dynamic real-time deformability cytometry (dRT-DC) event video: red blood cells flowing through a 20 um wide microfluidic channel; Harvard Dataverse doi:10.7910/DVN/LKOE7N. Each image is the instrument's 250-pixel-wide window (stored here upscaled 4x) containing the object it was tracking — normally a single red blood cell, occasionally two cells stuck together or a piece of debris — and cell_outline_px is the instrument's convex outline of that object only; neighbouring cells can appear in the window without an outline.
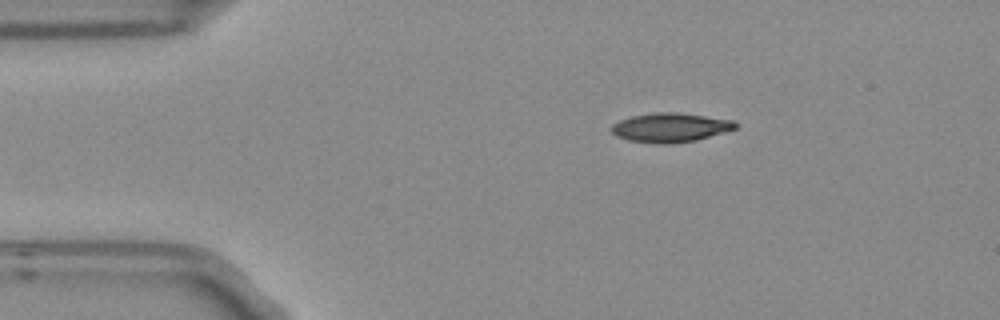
{"species": "Egyptian fruit bat (a non-hibernating species)", "species_latin": "Rousettus aegyptiacus", "temperature_condition": "room temperature", "stored_images_in_passage": 4, "camera_frame_rate_fps": 3000, "um_per_image_px": 0.085, "frame": {"image": 1, "passage_image": 1, "time_ms": 0.0, "image_size_px": [1000, 320], "cell_outline_px": [[736, 128], [724, 132], [696, 140], [668, 144], [656, 144], [628, 140], [616, 136], [612, 132], [612, 124], [620, 120], [632, 116], [656, 112], [676, 112], [732, 120], [736, 124]], "centroid_in_image_um": [56.94, 10.84], "position_along_channel_um": 28.1, "area_um2": 20.87}}
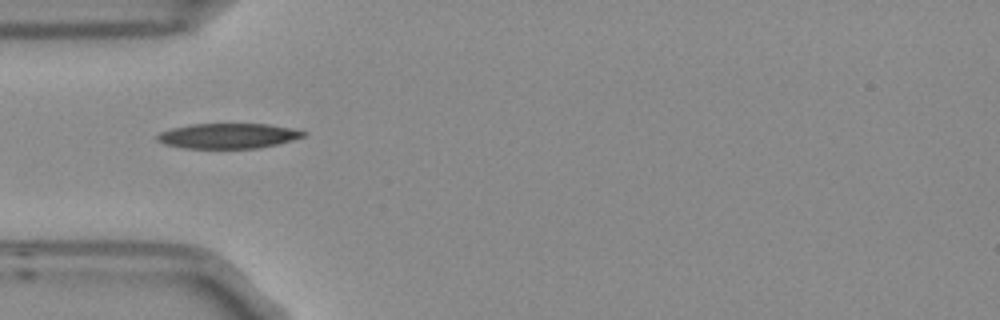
{"frame": {"image": 2, "passage_image": 3, "time_ms": 0.667, "image_size_px": [1000, 320], "cell_outline_px": [[308, 132], [304, 136], [276, 144], [256, 148], [184, 148], [164, 144], [156, 140], [156, 136], [160, 132], [172, 128], [192, 124], [268, 124]], "centroid_in_image_um": [19.33, 11.55], "position_along_channel_um": 65.7, "area_um2": 21.15}}
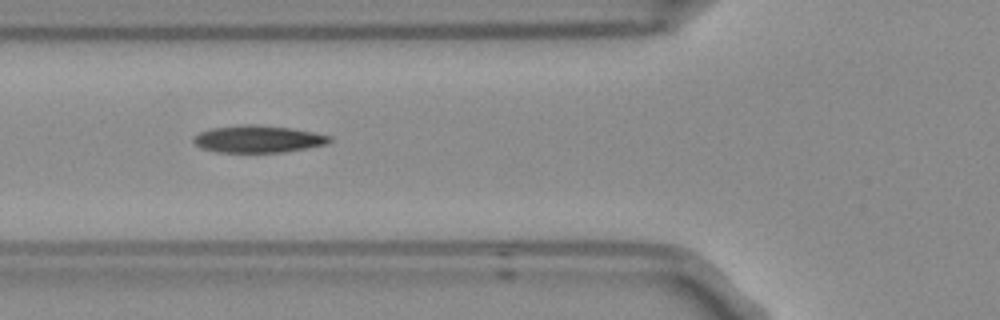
{"frame": {"image": 3, "passage_image": 4, "time_ms": 1.0, "image_size_px": [1000, 320], "cell_outline_px": [[332, 140], [328, 144], [308, 148], [284, 152], [216, 152], [200, 148], [192, 140], [192, 136], [208, 128], [240, 124], [256, 124], [292, 128], [332, 136]], "centroid_in_image_um": [21.91, 11.81], "position_along_channel_um": 103.9, "area_um2": 21.91}}